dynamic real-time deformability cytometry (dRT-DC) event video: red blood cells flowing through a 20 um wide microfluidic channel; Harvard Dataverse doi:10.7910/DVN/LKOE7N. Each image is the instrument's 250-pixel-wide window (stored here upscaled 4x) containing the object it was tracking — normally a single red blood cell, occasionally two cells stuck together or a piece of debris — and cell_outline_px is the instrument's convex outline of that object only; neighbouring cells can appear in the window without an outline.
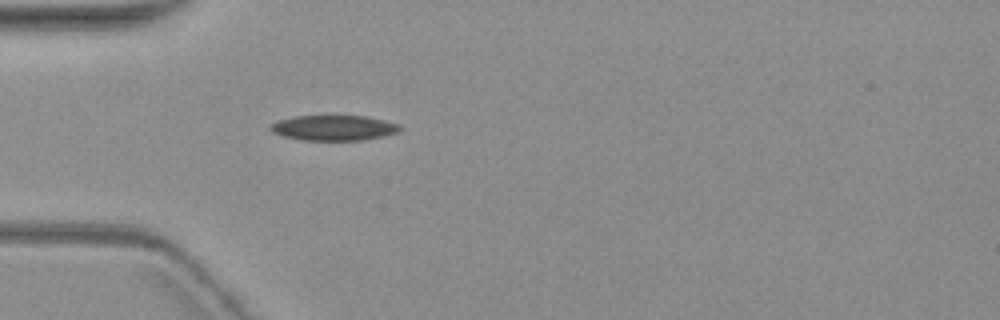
{"species": "common noctule bat (a hibernating species)", "species_latin": "Nyctalus noctula", "temperature_condition": "warm", "stored_images_in_passage": 3, "camera_frame_rate_fps": 3000, "um_per_image_px": 0.085, "animal": {"sex": "female", "body_mass_g": 19.3, "forearm_length_mm": 54.1}, "frame": {"image": 1, "passage_image": 3, "time_ms": 3.333, "image_size_px": [1000, 320], "cell_outline_px": [[404, 128], [400, 132], [384, 136], [364, 140], [304, 140], [284, 136], [272, 132], [268, 128], [276, 120], [296, 116], [364, 116], [384, 120], [400, 124]], "centroid_in_image_um": [28.41, 10.87], "position_along_channel_um": 56.6, "area_um2": 19.19}}